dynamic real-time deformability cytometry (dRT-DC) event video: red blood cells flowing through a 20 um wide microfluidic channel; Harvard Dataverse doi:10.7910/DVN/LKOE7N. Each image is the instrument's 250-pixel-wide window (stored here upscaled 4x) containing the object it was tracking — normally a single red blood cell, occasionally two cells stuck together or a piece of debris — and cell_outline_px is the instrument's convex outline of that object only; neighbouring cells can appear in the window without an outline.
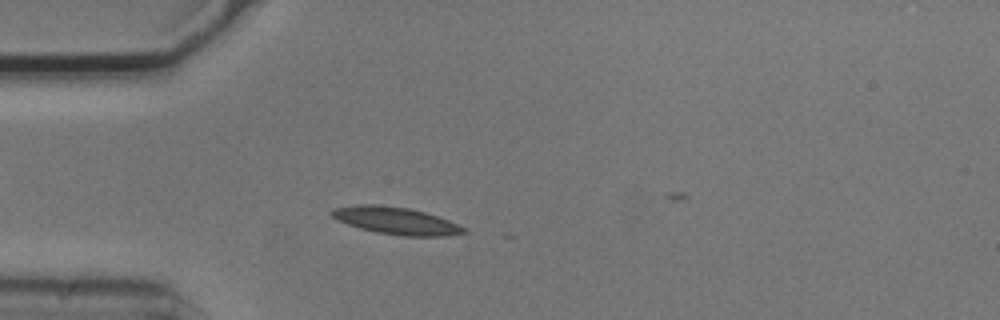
{"species": "common noctule bat (a hibernating species)", "species_latin": "Nyctalus noctula", "temperature_condition": "cold", "stored_images_in_passage": 16, "camera_frame_rate_fps": 3000, "um_per_image_px": 0.085, "animal": {"sex": "male", "body_mass_g": 20.5, "forearm_length_mm": 52.5}, "frame": {"image": 1, "passage_image": 11, "time_ms": 3.333, "image_size_px": [1000, 320], "cell_outline_px": [[468, 232], [448, 236], [400, 236], [376, 232], [360, 228], [348, 224], [332, 216], [328, 212], [332, 208], [356, 204], [376, 204], [408, 208], [424, 212], [448, 220], [468, 228]], "centroid_in_image_um": [33.67, 18.76], "position_along_channel_um": 51.3, "area_um2": 21.04}}
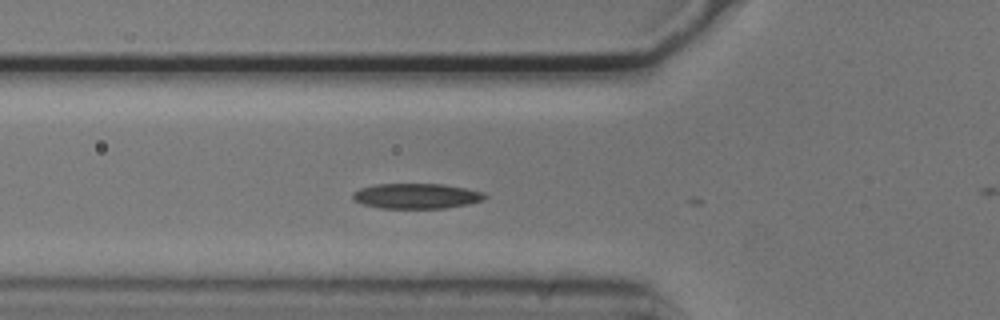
{"frame": {"image": 2, "passage_image": 15, "time_ms": 4.667, "image_size_px": [1000, 320], "cell_outline_px": [[488, 196], [480, 200], [468, 204], [444, 208], [380, 208], [364, 204], [356, 200], [352, 196], [352, 192], [360, 188], [376, 184], [444, 184], [484, 192]], "centroid_in_image_um": [35.39, 16.65], "position_along_channel_um": 90.4, "area_um2": 19.25}}